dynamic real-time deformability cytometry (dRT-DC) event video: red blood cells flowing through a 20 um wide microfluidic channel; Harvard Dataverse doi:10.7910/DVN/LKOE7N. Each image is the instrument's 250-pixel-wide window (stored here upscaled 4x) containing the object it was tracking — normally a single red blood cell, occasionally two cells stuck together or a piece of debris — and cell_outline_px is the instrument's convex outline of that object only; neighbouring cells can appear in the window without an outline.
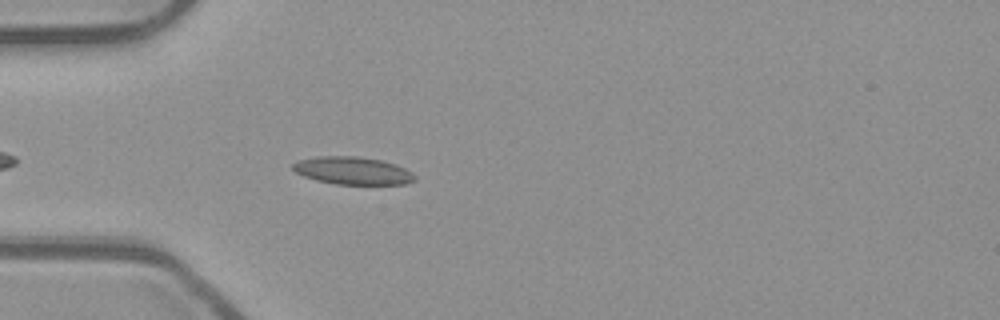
{"species": "common noctule bat (a hibernating species)", "species_latin": "Nyctalus noctula", "temperature_condition": "room temperature", "stored_images_in_passage": 24, "camera_frame_rate_fps": 3000, "um_per_image_px": 0.085, "animal": {"sex": "male", "body_mass_g": 23.1, "forearm_length_mm": 52.7}, "frame": {"image": 1, "passage_image": 5, "time_ms": 1.333, "image_size_px": [1000, 320], "cell_outline_px": [[416, 180], [404, 184], [336, 184], [316, 180], [304, 176], [296, 172], [292, 168], [292, 164], [300, 160], [316, 156], [356, 156], [380, 160], [404, 168], [412, 172], [416, 176]], "centroid_in_image_um": [29.97, 14.51], "position_along_channel_um": 55.0, "area_um2": 19.48}}
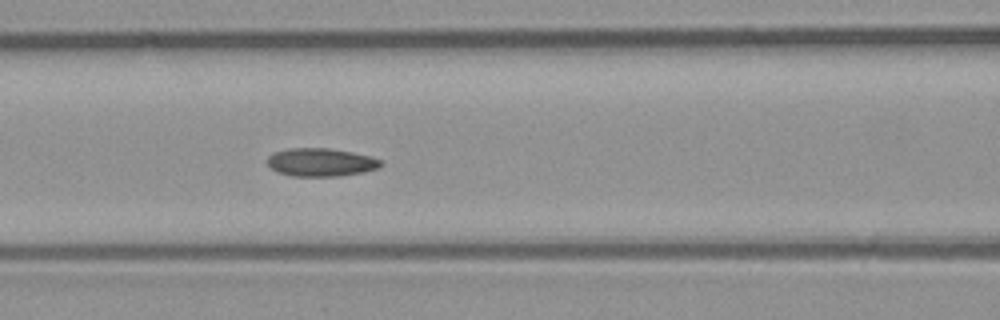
{"frame": {"image": 2, "passage_image": 12, "time_ms": 3.667, "image_size_px": [1000, 320], "cell_outline_px": [[384, 164], [380, 168], [364, 172], [340, 176], [292, 176], [276, 172], [268, 164], [268, 156], [272, 152], [288, 148], [328, 148], [352, 152], [372, 156], [384, 160]], "centroid_in_image_um": [27.32, 13.79], "position_along_channel_um": 139.3, "area_um2": 18.96}}
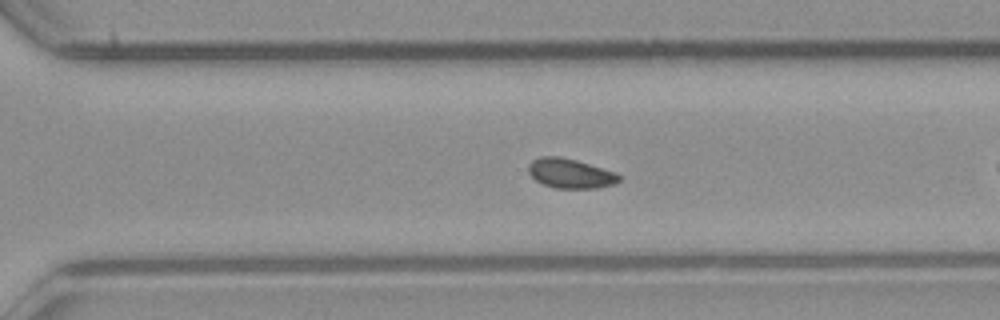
{"frame": {"image": 3, "passage_image": 23, "time_ms": 7.333, "image_size_px": [1000, 320], "cell_outline_px": [[620, 180], [616, 184], [600, 188], [556, 188], [544, 184], [536, 180], [528, 172], [528, 164], [532, 160], [540, 156], [560, 156], [576, 160], [616, 172], [620, 176]], "centroid_in_image_um": [48.49, 14.74], "position_along_channel_um": 322.1, "area_um2": 15.72}}